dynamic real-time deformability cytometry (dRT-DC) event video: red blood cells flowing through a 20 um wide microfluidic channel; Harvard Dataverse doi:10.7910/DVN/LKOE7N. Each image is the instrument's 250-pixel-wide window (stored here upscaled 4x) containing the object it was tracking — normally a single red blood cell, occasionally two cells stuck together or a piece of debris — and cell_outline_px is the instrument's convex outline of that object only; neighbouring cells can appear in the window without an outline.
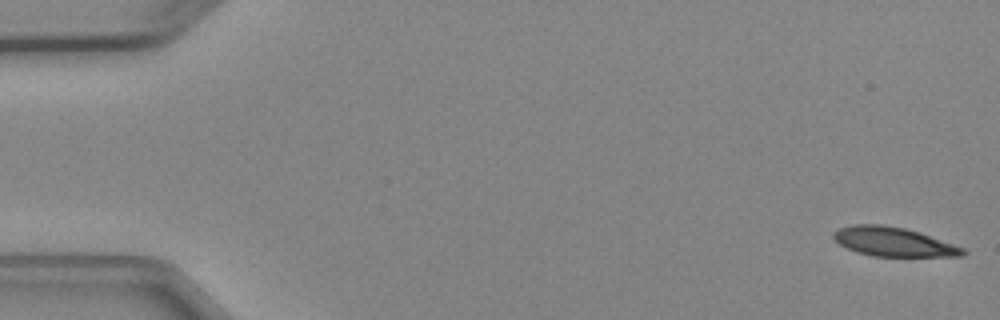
{"species": "Egyptian fruit bat (a non-hibernating species)", "species_latin": "Rousettus aegyptiacus", "temperature_condition": "cold", "stored_images_in_passage": 4, "camera_frame_rate_fps": 3000, "um_per_image_px": 0.085, "animal": {"sex": "female"}, "frame": {"image": 1, "passage_image": 1, "time_ms": 0.0, "image_size_px": [1000, 320], "cell_outline_px": [[968, 252], [964, 256], [872, 256], [856, 252], [840, 244], [832, 236], [840, 228], [852, 224], [880, 224], [904, 228], [964, 248]], "centroid_in_image_um": [75.93, 20.56], "position_along_channel_um": 9.1, "area_um2": 21.5}}
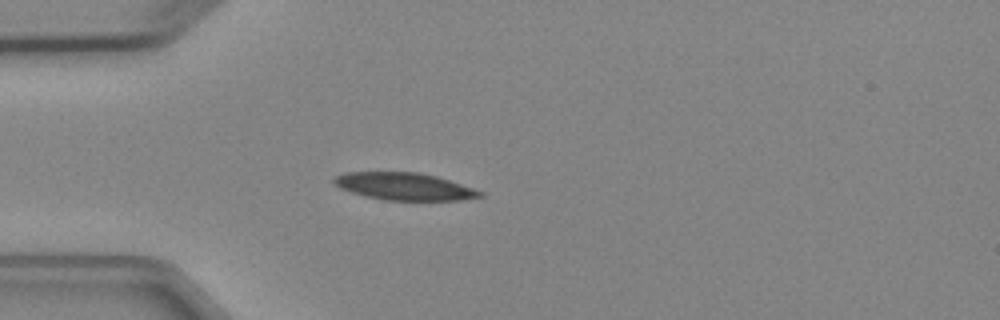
{"frame": {"image": 2, "passage_image": 4, "time_ms": 4.333, "image_size_px": [1000, 320], "cell_outline_px": [[484, 196], [460, 200], [384, 200], [352, 192], [340, 188], [332, 180], [336, 176], [344, 172], [420, 172], [436, 176], [484, 192]], "centroid_in_image_um": [34.37, 15.84], "position_along_channel_um": 50.6, "area_um2": 23.0}}